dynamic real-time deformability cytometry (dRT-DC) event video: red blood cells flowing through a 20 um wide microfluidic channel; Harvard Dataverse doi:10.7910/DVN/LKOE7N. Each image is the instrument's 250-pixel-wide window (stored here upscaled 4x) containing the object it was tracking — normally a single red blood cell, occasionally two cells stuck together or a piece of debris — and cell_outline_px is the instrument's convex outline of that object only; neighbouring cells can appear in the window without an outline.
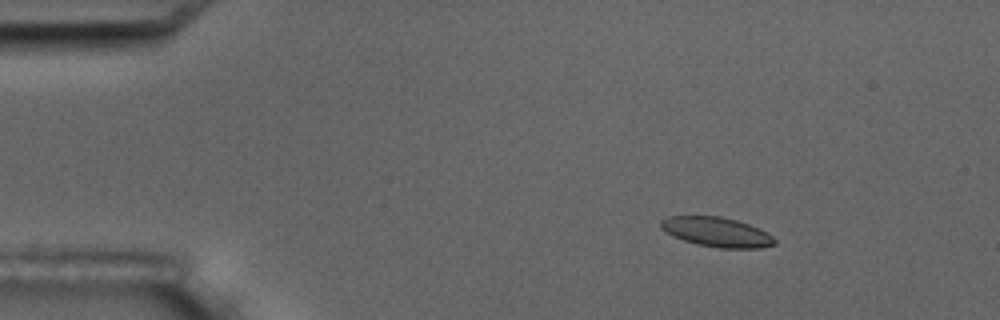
{"species": "common noctule bat (a hibernating species)", "species_latin": "Nyctalus noctula", "temperature_condition": "room temperature", "stored_images_in_passage": 4, "segment_of_instrument_passage": [1, 2], "camera_frame_rate_fps": 3000, "um_per_image_px": 0.085, "animal": {"sex": "male", "body_mass_g": 17.5, "forearm_length_mm": 52.3}, "frame": {"image": 1, "passage_image": 1, "time_ms": 0.0, "image_size_px": [1000, 320], "cell_outline_px": [[776, 244], [760, 248], [720, 248], [696, 244], [672, 236], [660, 228], [660, 220], [668, 216], [720, 216], [736, 220], [760, 228], [768, 232], [776, 240]], "centroid_in_image_um": [60.92, 19.72], "position_along_channel_um": 24.1, "area_um2": 19.77}}
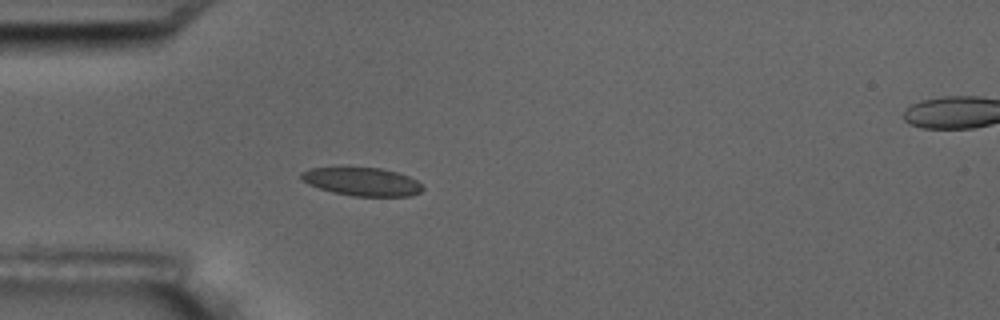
{"frame": {"image": 2, "passage_image": 3, "time_ms": 2.667, "image_size_px": [1000, 320], "cell_outline_px": [[424, 188], [420, 192], [412, 196], [352, 196], [332, 192], [320, 188], [300, 180], [300, 172], [308, 168], [380, 168], [396, 172], [408, 176], [416, 180]], "centroid_in_image_um": [30.76, 15.45], "position_along_channel_um": 54.2, "area_um2": 19.88}}